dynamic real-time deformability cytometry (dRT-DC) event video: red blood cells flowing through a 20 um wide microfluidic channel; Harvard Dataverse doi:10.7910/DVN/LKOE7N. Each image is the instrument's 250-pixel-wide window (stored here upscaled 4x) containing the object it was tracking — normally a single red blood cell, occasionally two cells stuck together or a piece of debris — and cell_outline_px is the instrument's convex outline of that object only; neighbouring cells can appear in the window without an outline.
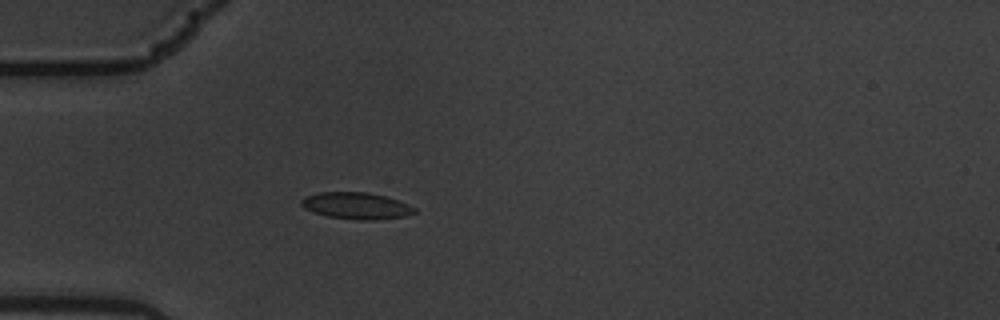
{"species": "common noctule bat (a hibernating species)", "species_latin": "Nyctalus noctula", "temperature_condition": "warm", "stored_images_in_passage": 6, "camera_frame_rate_fps": 3000, "um_per_image_px": 0.085, "animal": {"sex": "male", "body_mass_g": 19.5, "forearm_length_mm": 54.6}, "frame": {"image": 1, "passage_image": 6, "time_ms": 1.667, "image_size_px": [1000, 320], "cell_outline_px": [[416, 212], [404, 216], [372, 220], [360, 220], [328, 216], [304, 208], [300, 204], [300, 200], [308, 196], [320, 192], [368, 192], [384, 196], [408, 204], [416, 208]], "centroid_in_image_um": [30.29, 17.48], "position_along_channel_um": 54.7, "area_um2": 17.28}}